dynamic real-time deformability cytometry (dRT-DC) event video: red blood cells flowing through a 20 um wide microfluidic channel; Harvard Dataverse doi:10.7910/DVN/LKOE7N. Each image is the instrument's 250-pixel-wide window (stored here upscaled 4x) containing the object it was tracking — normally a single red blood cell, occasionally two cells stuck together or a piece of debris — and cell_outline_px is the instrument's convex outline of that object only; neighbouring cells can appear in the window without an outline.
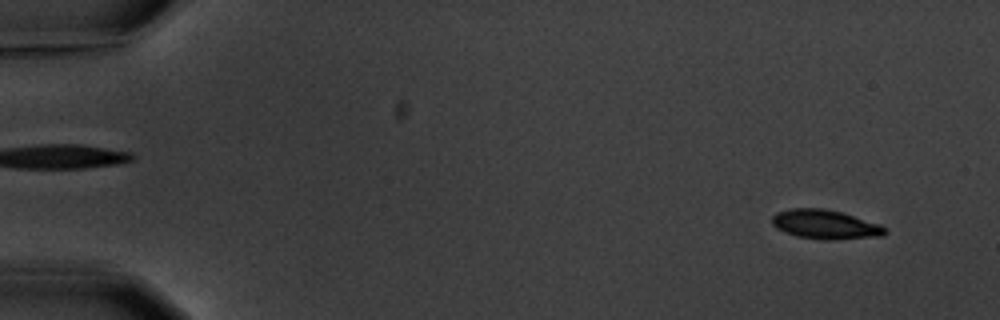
{"species": "common noctule bat (a hibernating species)", "species_latin": "Nyctalus noctula", "temperature_condition": "warm", "stored_images_in_passage": 5, "camera_frame_rate_fps": 3000, "um_per_image_px": 0.085, "animal": {"sex": "male", "body_mass_g": 20.1, "forearm_length_mm": 53.5}, "frame": {"image": 1, "passage_image": 1, "time_ms": 0.0, "image_size_px": [1000, 320], "cell_outline_px": [[888, 232], [884, 236], [832, 240], [824, 240], [796, 236], [776, 228], [772, 224], [772, 216], [776, 212], [792, 208], [824, 208], [840, 212], [880, 224]], "centroid_in_image_um": [70.14, 19.08], "position_along_channel_um": 14.9, "area_um2": 19.25}}
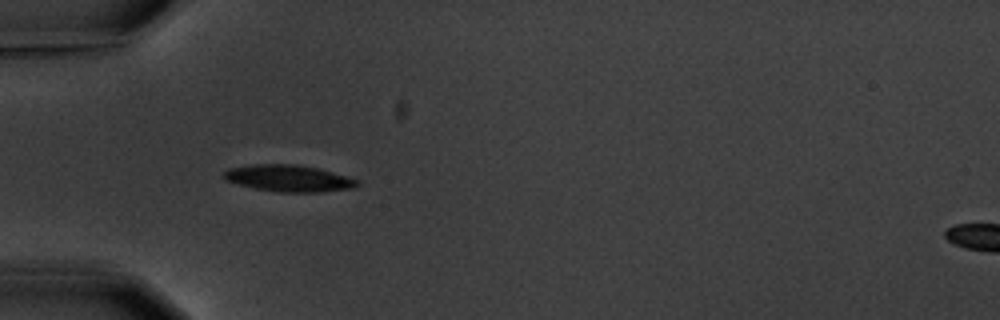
{"frame": {"image": 2, "passage_image": 4, "time_ms": 4.667, "image_size_px": [1000, 320], "cell_outline_px": [[360, 184], [356, 188], [320, 192], [280, 192], [256, 188], [224, 180], [220, 176], [228, 168], [252, 164], [296, 164], [316, 168], [332, 172], [360, 180]], "centroid_in_image_um": [24.54, 15.15], "position_along_channel_um": 60.5, "area_um2": 20.81}}
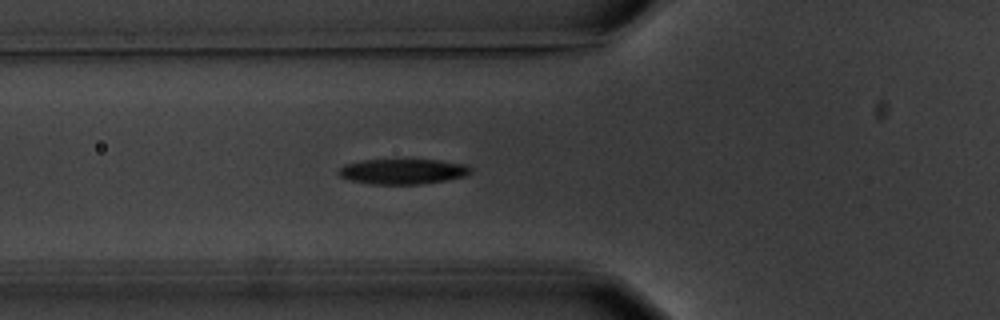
{"frame": {"image": 3, "passage_image": 5, "time_ms": 5.667, "image_size_px": [1000, 320], "cell_outline_px": [[472, 172], [464, 176], [444, 180], [420, 184], [372, 184], [348, 180], [340, 176], [336, 172], [344, 164], [364, 160], [440, 160], [464, 164], [472, 168]], "centroid_in_image_um": [34.2, 14.57], "position_along_channel_um": 91.6, "area_um2": 19.36}}